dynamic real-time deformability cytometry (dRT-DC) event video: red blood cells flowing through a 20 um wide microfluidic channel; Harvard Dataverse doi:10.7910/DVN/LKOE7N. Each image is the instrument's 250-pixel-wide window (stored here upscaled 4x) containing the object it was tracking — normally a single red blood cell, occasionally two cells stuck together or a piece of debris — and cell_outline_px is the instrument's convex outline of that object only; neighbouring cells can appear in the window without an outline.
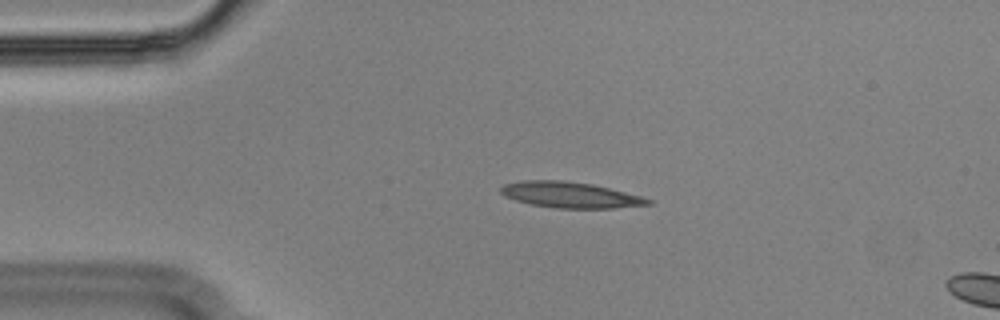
{"species": "Egyptian fruit bat (a non-hibernating species)", "species_latin": "Rousettus aegyptiacus", "temperature_condition": "cold", "stored_images_in_passage": 6, "camera_frame_rate_fps": 3000, "um_per_image_px": 0.085, "animal": {"sex": "male"}, "frame": {"image": 1, "passage_image": 1, "time_ms": 0.0, "image_size_px": [1000, 320], "cell_outline_px": [[652, 204], [612, 208], [556, 208], [532, 204], [516, 200], [504, 196], [500, 192], [500, 188], [504, 184], [524, 180], [560, 180], [592, 184], [640, 196], [652, 200]], "centroid_in_image_um": [48.44, 16.56], "position_along_channel_um": 36.6, "area_um2": 21.91}}